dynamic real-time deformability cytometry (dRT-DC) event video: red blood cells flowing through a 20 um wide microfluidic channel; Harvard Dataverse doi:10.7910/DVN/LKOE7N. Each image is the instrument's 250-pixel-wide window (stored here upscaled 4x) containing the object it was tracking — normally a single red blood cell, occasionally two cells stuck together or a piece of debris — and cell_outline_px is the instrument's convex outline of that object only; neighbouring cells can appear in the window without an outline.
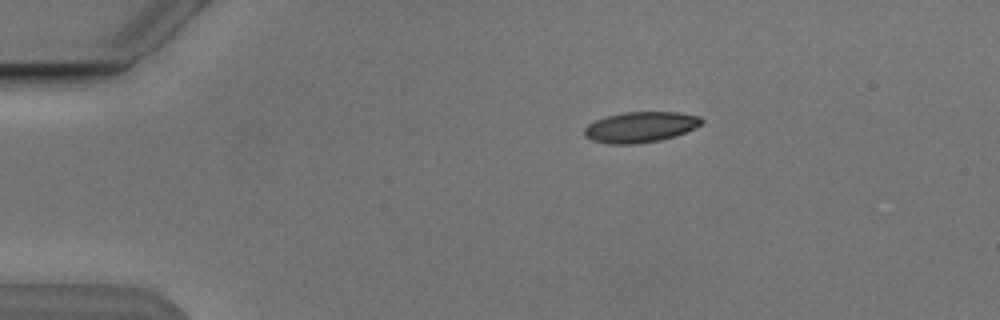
{"species": "Egyptian fruit bat (a non-hibernating species)", "species_latin": "Rousettus aegyptiacus", "temperature_condition": "cold", "stored_images_in_passage": 38, "camera_frame_rate_fps": 3000, "um_per_image_px": 0.085, "animal": {"sex": "male"}, "frame": {"image": 1, "passage_image": 1, "time_ms": 0.0, "image_size_px": [1000, 320], "cell_outline_px": [[704, 120], [696, 128], [660, 140], [632, 144], [608, 144], [592, 140], [584, 136], [584, 128], [588, 124], [604, 116], [624, 112], [676, 112], [700, 116]], "centroid_in_image_um": [54.4, 10.79], "position_along_channel_um": 30.6, "area_um2": 20.87}}
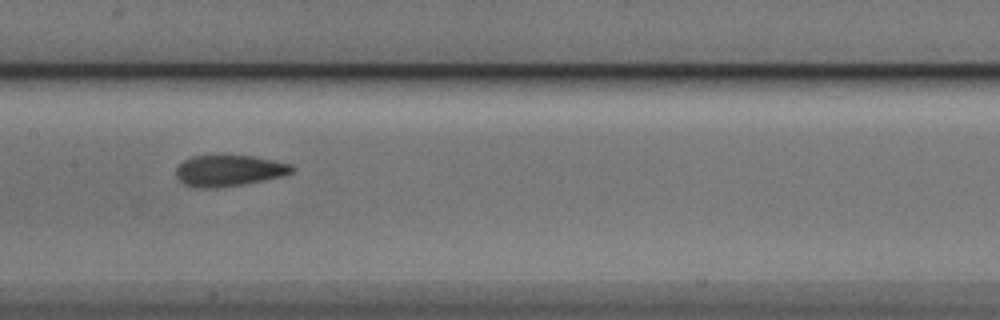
{"frame": {"image": 2, "passage_image": 18, "time_ms": 5.667, "image_size_px": [1000, 320], "cell_outline_px": [[296, 168], [292, 172], [280, 176], [244, 184], [216, 188], [196, 188], [184, 184], [176, 180], [176, 168], [184, 160], [192, 156], [252, 156], [292, 164]], "centroid_in_image_um": [19.42, 14.51], "position_along_channel_um": 188.0, "area_um2": 20.98}}
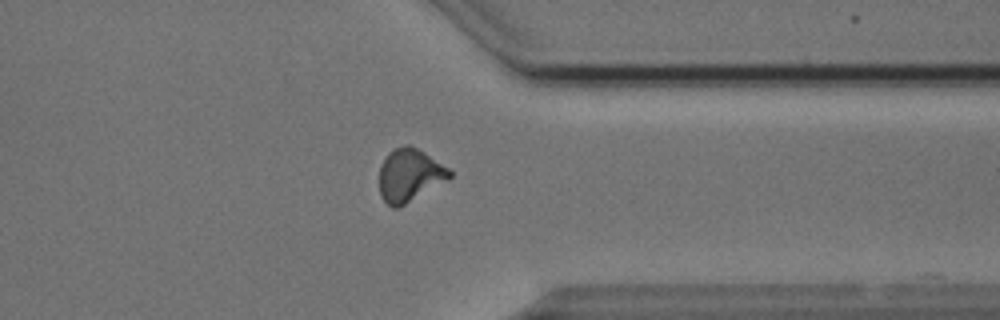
{"frame": {"image": 3, "passage_image": 33, "time_ms": 10.667, "image_size_px": [1000, 320], "cell_outline_px": [[452, 176], [448, 180], [404, 204], [396, 208], [392, 208], [380, 196], [380, 164], [388, 152], [404, 144], [408, 144], [424, 152], [448, 168], [452, 172]], "centroid_in_image_um": [34.8, 14.88], "position_along_channel_um": 376.6, "area_um2": 21.44}, "authors_computed_cell_mechanics": {"area_um2": 20.6924, "velocity_mm_per_s": 3.8552, "shape_relaxation_time_tau1_ms": 2.438, "shape_relaxation_time_tau2_ms": null, "deformation_change_tau1": 0.1234, "deformation_change_tau2": null}}